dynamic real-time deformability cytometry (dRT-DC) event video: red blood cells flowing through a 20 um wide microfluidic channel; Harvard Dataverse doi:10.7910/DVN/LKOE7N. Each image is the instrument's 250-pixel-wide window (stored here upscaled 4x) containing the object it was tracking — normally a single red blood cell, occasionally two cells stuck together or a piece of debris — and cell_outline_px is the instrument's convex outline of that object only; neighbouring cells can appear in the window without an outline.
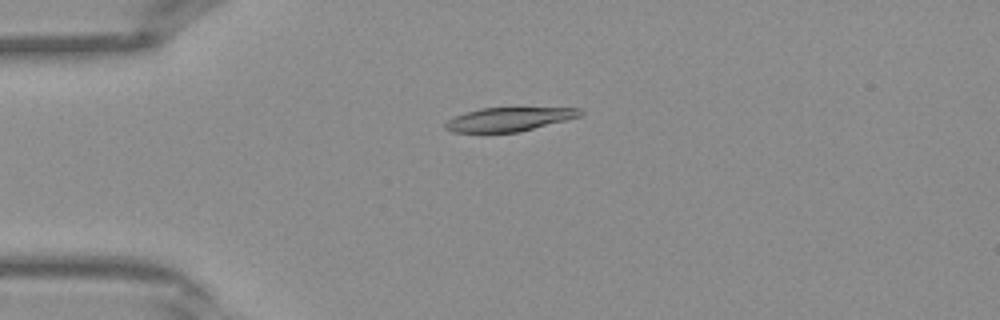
{"species": "Egyptian fruit bat (a non-hibernating species)", "species_latin": "Rousettus aegyptiacus", "temperature_condition": "warm", "stored_images_in_passage": 41, "camera_frame_rate_fps": 3000, "um_per_image_px": 0.085, "frame": {"image": 1, "passage_image": 10, "time_ms": 3.0, "image_size_px": [1000, 320], "cell_outline_px": [[584, 112], [580, 116], [520, 132], [452, 132], [444, 128], [444, 124], [448, 120], [464, 112], [480, 108], [580, 108]], "centroid_in_image_um": [43.24, 10.14], "position_along_channel_um": 41.8, "area_um2": 18.55}}
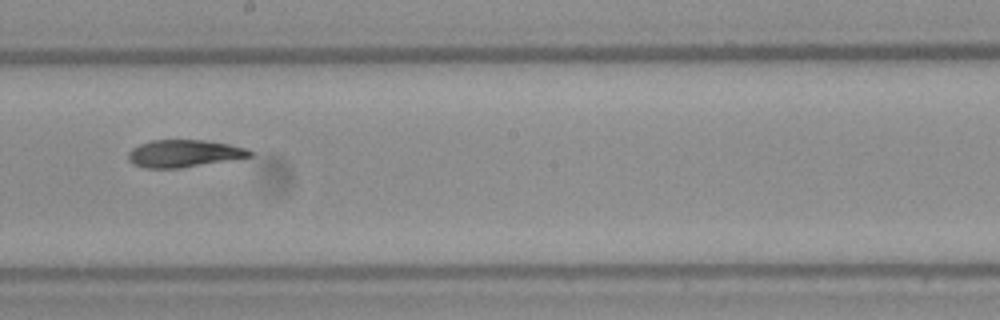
{"frame": {"image": 2, "passage_image": 23, "time_ms": 7.333, "image_size_px": [1000, 320], "cell_outline_px": [[252, 156], [180, 168], [144, 168], [132, 164], [128, 160], [128, 152], [132, 148], [140, 144], [152, 140], [204, 140], [228, 144], [248, 148], [252, 152]], "centroid_in_image_um": [15.6, 13.04], "position_along_channel_um": 232.6, "area_um2": 19.31}}
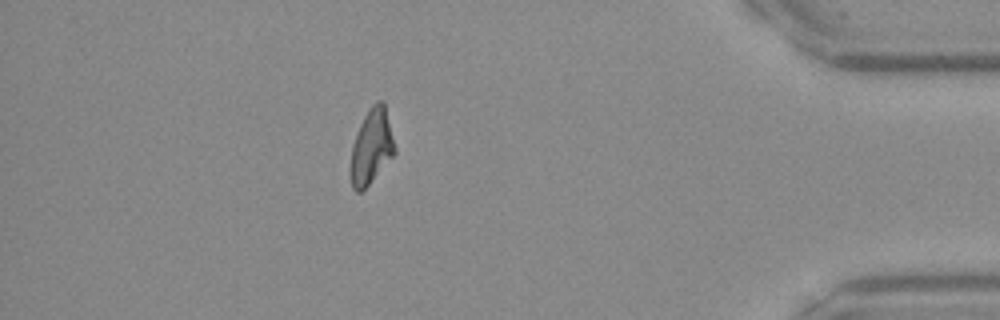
{"frame": {"image": 3, "passage_image": 36, "time_ms": 11.667, "image_size_px": [1000, 320], "cell_outline_px": [[396, 152], [368, 184], [360, 192], [356, 192], [352, 188], [352, 144], [360, 124], [364, 116], [372, 104], [376, 100], [384, 100], [396, 148]], "centroid_in_image_um": [31.6, 12.39], "position_along_channel_um": 403.6, "area_um2": 18.84}}